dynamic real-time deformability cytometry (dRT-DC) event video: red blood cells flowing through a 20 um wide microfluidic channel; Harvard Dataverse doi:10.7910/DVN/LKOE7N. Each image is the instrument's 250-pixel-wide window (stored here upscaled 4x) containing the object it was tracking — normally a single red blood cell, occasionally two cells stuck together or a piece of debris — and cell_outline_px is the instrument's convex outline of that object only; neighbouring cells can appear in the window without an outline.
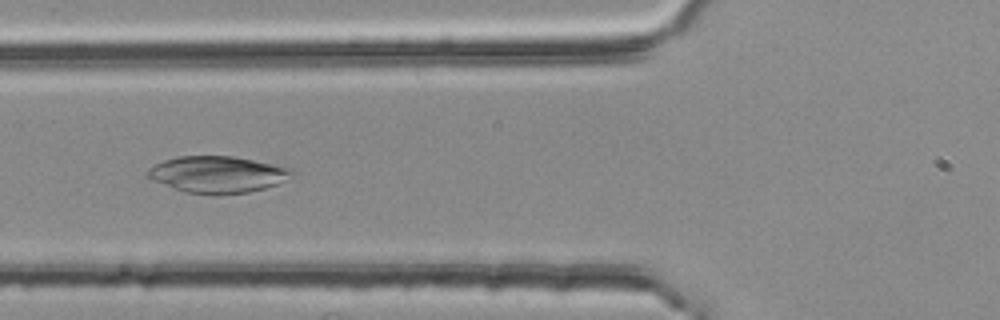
{"species": "common noctule bat (a hibernating species)", "species_latin": "Nyctalus noctula", "temperature_condition": "room temperature", "stored_images_in_passage": 39, "camera_frame_rate_fps": 3000, "um_per_image_px": 0.085, "animal": {"sex": "female", "body_mass_g": 25.1}, "frame": {"image": 1, "passage_image": 10, "time_ms": 3.0, "image_size_px": [1000, 320], "cell_outline_px": [[292, 172], [284, 180], [276, 184], [264, 188], [248, 192], [188, 192], [152, 180], [148, 176], [148, 168], [164, 160], [176, 156], [232, 156], [292, 168]], "centroid_in_image_um": [18.46, 14.78], "position_along_channel_um": 107.3, "area_um2": 29.54}}
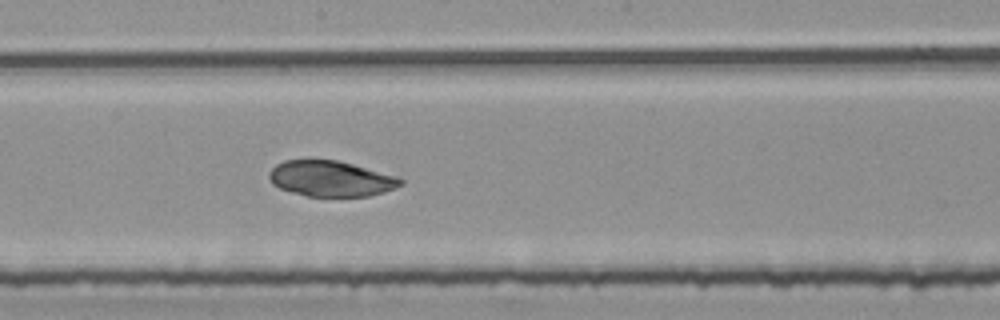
{"frame": {"image": 2, "passage_image": 19, "time_ms": 6.0, "image_size_px": [1000, 320], "cell_outline_px": [[404, 184], [396, 188], [384, 192], [368, 196], [308, 196], [292, 192], [280, 188], [272, 184], [268, 180], [268, 172], [276, 164], [284, 160], [340, 160], [396, 176], [404, 180]], "centroid_in_image_um": [28.12, 15.18], "position_along_channel_um": 220.1, "area_um2": 27.46}}
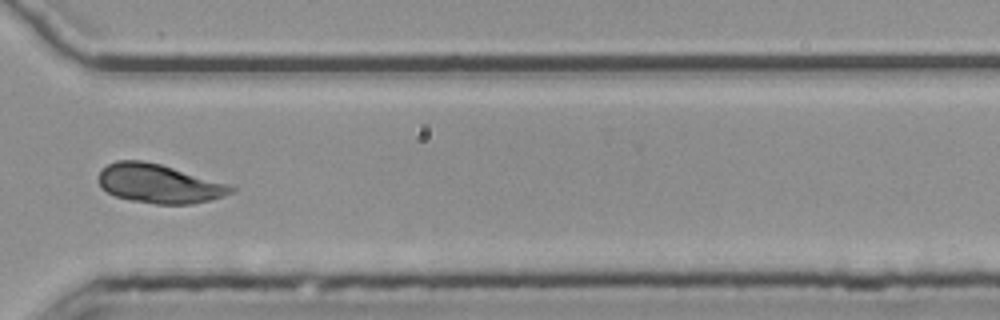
{"frame": {"image": 3, "passage_image": 30, "time_ms": 9.667, "image_size_px": [1000, 320], "cell_outline_px": [[236, 188], [232, 192], [224, 196], [192, 204], [156, 204], [128, 200], [116, 196], [100, 188], [100, 172], [108, 164], [116, 160], [140, 160], [160, 164], [232, 184]], "centroid_in_image_um": [13.55, 15.61], "position_along_channel_um": 357.0, "area_um2": 30.11}, "authors_computed_cell_mechanics": {"area_um2": 28.9, "velocity_mm_per_s": 3.7398, "shape_relaxation_time_tau1_ms": 2.7493, "shape_relaxation_time_tau2_ms": null, "deformation_change_tau1": 0.0326, "deformation_change_tau2": null}}